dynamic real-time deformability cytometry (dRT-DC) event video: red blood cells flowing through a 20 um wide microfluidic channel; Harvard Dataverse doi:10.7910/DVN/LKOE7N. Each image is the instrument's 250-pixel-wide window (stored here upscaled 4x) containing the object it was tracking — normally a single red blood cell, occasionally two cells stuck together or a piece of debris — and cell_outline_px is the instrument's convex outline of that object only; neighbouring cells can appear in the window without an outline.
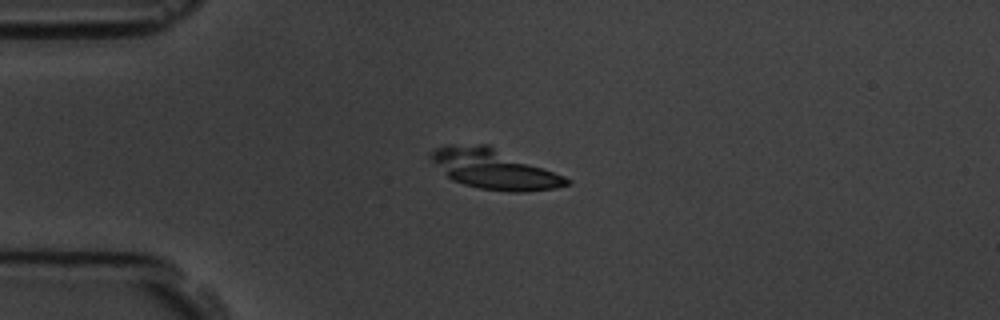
{"species": "common noctule bat (a hibernating species)", "species_latin": "Nyctalus noctula", "temperature_condition": "room temperature", "stored_images_in_passage": 16, "camera_frame_rate_fps": 3000, "um_per_image_px": 0.085, "animal": {"sex": "male", "body_mass_g": 19.5, "forearm_length_mm": 54.6}, "frame": {"image": 1, "passage_image": 5, "time_ms": 5.333, "image_size_px": [1000, 320], "cell_outline_px": [[572, 184], [556, 188], [524, 192], [508, 192], [480, 188], [464, 184], [452, 180], [432, 160], [432, 152], [436, 148], [480, 144], [488, 144], [564, 176], [572, 180]], "centroid_in_image_um": [42.09, 14.4], "position_along_channel_um": 42.9, "area_um2": 30.69}}
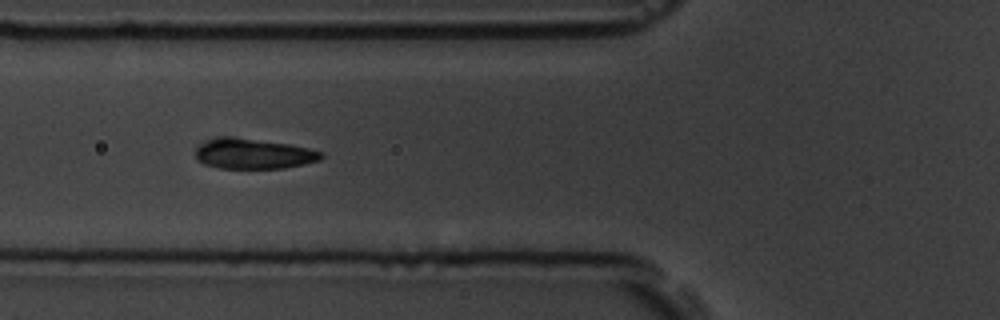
{"frame": {"image": 2, "passage_image": 7, "time_ms": 7.667, "image_size_px": [1000, 320], "cell_outline_px": [[324, 156], [320, 160], [304, 164], [284, 168], [220, 168], [204, 164], [196, 160], [196, 148], [200, 144], [216, 136], [232, 136], [288, 144], [308, 148], [324, 152]], "centroid_in_image_um": [21.52, 13.06], "position_along_channel_um": 104.3, "area_um2": 22.31}}
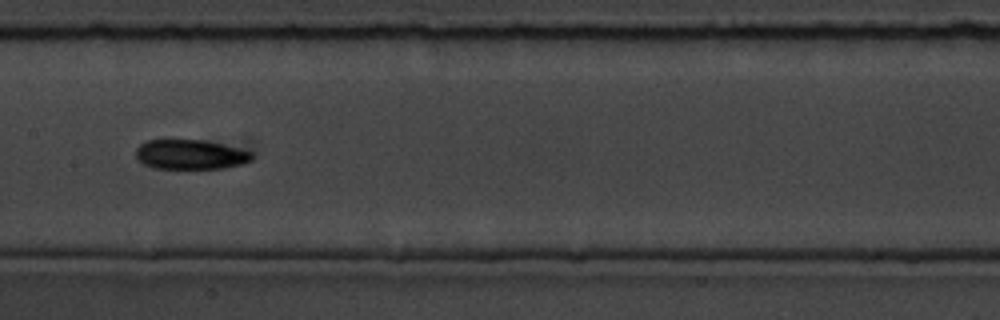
{"frame": {"image": 3, "passage_image": 9, "time_ms": 10.0, "image_size_px": [1000, 320], "cell_outline_px": [[256, 156], [252, 160], [240, 164], [224, 168], [152, 168], [144, 164], [136, 156], [136, 148], [140, 144], [148, 140], [248, 140]], "centroid_in_image_um": [16.54, 13.05], "position_along_channel_um": 190.9, "area_um2": 21.91}}